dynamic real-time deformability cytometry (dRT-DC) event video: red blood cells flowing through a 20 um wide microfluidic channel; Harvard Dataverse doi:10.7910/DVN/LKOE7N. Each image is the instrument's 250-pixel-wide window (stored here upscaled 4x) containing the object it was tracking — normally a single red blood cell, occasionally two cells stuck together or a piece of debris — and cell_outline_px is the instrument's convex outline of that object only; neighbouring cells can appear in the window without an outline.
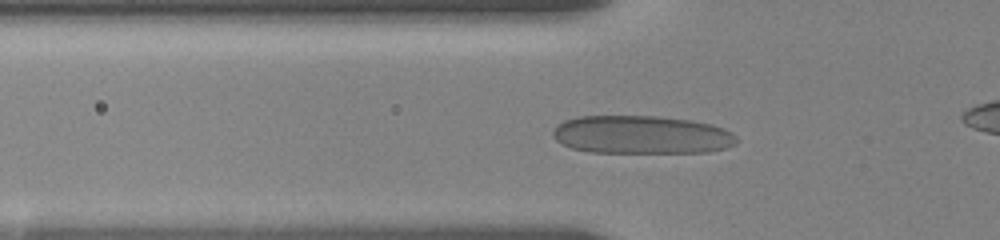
{"species": "human", "species_latin": "Homo sapiens", "temperature_condition": "room temperature", "stored_images_in_passage": 49, "camera_frame_rate_fps": 3000, "um_per_image_px": 0.085, "donor": {"sex": "female"}, "frame": {"image": 1, "passage_image": 19, "time_ms": 6.0, "image_size_px": [1000, 240], "cell_outline_px": [[736, 144], [724, 148], [708, 152], [588, 152], [572, 148], [556, 140], [552, 136], [552, 132], [564, 120], [576, 116], [656, 116], [688, 120], [712, 124], [724, 128], [732, 132], [736, 136]], "centroid_in_image_um": [54.53, 11.45], "position_along_channel_um": 71.3, "area_um2": 40.81}}
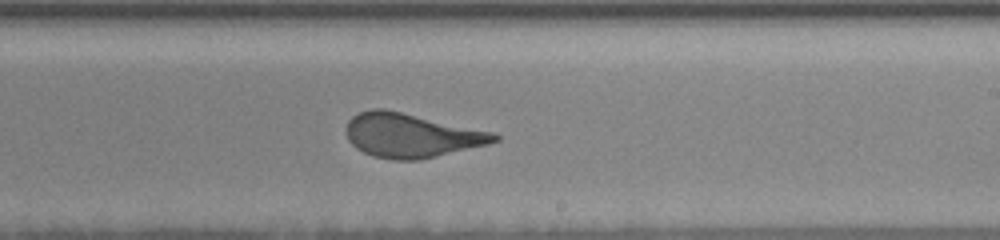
{"frame": {"image": 2, "passage_image": 34, "time_ms": 11.0, "image_size_px": [1000, 240], "cell_outline_px": [[500, 140], [488, 144], [420, 160], [392, 160], [372, 156], [356, 148], [348, 140], [344, 128], [348, 120], [352, 116], [360, 112], [372, 108], [384, 108], [492, 132], [500, 136]], "centroid_in_image_um": [34.9, 11.51], "position_along_channel_um": 254.1, "area_um2": 38.09}}
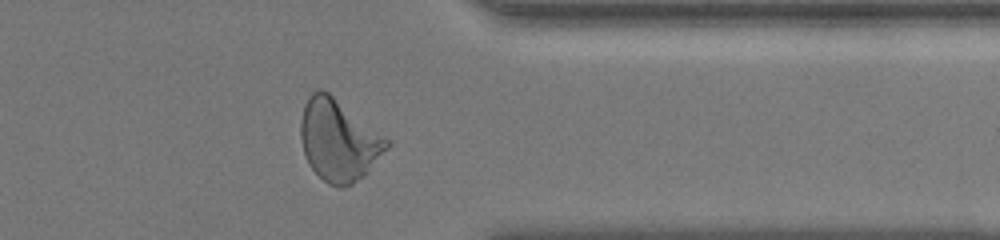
{"frame": {"image": 3, "passage_image": 45, "time_ms": 14.667, "image_size_px": [1000, 240], "cell_outline_px": [[392, 144], [368, 172], [352, 184], [344, 188], [340, 188], [328, 184], [308, 164], [304, 152], [300, 136], [300, 120], [304, 104], [308, 96], [312, 92], [320, 88], [328, 92], [392, 140]], "centroid_in_image_um": [28.81, 11.92], "position_along_channel_um": 382.6, "area_um2": 41.27}}